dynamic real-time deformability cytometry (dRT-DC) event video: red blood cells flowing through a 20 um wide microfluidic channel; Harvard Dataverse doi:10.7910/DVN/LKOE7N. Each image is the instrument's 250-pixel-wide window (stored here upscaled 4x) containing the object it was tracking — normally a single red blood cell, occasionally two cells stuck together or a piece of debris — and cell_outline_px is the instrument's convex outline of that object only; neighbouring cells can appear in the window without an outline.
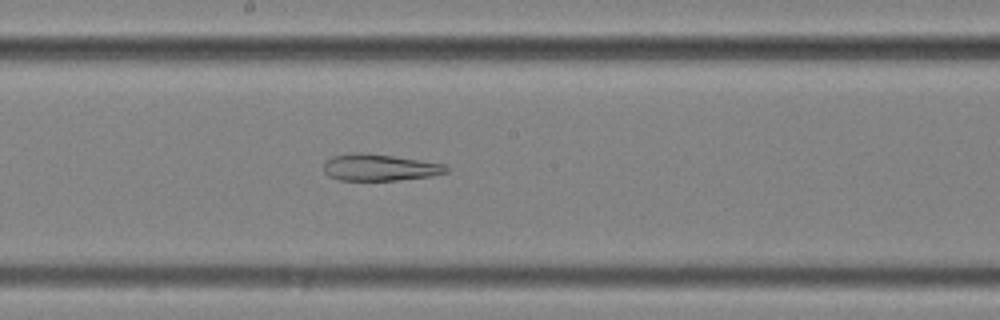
{"species": "common noctule bat (a hibernating species)", "species_latin": "Nyctalus noctula", "temperature_condition": "cold", "stored_images_in_passage": 42, "segment_of_instrument_passage": [2, 2], "camera_frame_rate_fps": 3000, "um_per_image_px": 0.085, "animal": {"sex": "female", "body_mass_g": 25.1}, "frame": {"image": 1, "passage_image": 17, "time_ms": 5.333, "image_size_px": [1000, 320], "cell_outline_px": [[448, 172], [432, 176], [396, 180], [340, 180], [328, 176], [324, 172], [324, 164], [332, 156], [392, 156], [420, 160], [444, 164], [448, 168]], "centroid_in_image_um": [32.34, 14.29], "position_along_channel_um": 215.9, "area_um2": 17.98}}
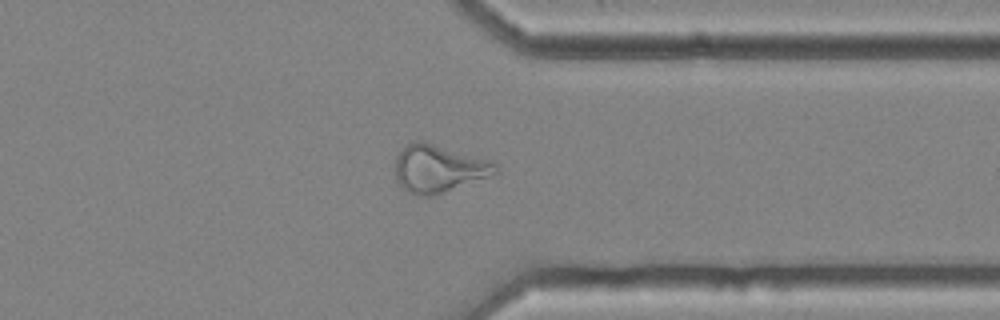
{"frame": {"image": 2, "passage_image": 30, "time_ms": 9.667, "image_size_px": [1000, 320], "cell_outline_px": [[500, 172], [432, 196], [424, 196], [408, 192], [400, 188], [396, 180], [396, 156], [408, 144], [416, 140], [424, 140], [492, 160], [500, 168]], "centroid_in_image_um": [37.29, 14.31], "position_along_channel_um": 374.1, "area_um2": 27.98}}
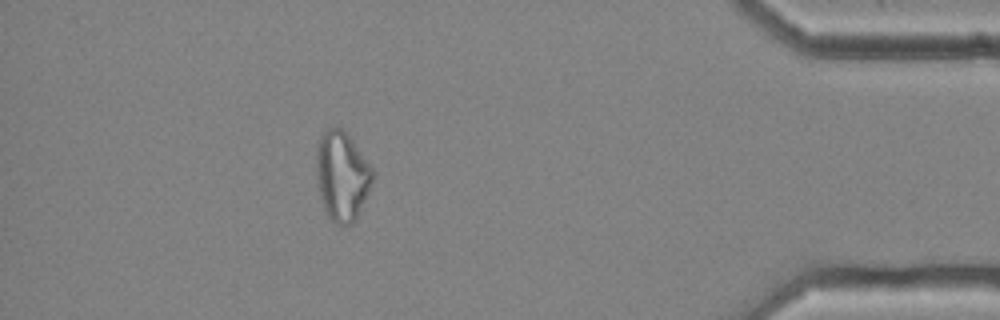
{"frame": {"image": 3, "passage_image": 36, "time_ms": 11.667, "image_size_px": [1000, 320], "cell_outline_px": [[376, 172], [368, 192], [356, 220], [352, 224], [336, 224], [328, 216], [324, 208], [316, 184], [316, 152], [320, 136], [328, 128], [344, 128], [348, 132]], "centroid_in_image_um": [29.08, 14.93], "position_along_channel_um": 406.1, "area_um2": 29.77}}